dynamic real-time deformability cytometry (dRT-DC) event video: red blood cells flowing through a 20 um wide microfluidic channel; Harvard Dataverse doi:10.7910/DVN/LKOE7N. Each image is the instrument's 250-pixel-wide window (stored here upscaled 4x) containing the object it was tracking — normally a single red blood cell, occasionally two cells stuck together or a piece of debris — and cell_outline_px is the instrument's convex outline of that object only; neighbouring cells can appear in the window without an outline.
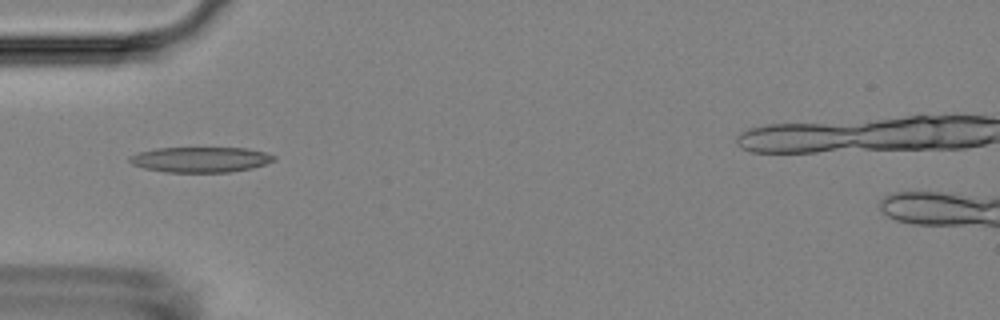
{"species": "Egyptian fruit bat (a non-hibernating species)", "species_latin": "Rousettus aegyptiacus", "temperature_condition": "room temperature", "stored_images_in_passage": 40, "camera_frame_rate_fps": 3000, "um_per_image_px": 0.085, "animal": {"sex": "female"}, "frame": {"image": 1, "passage_image": 4, "time_ms": 1.0, "image_size_px": [1000, 320], "cell_outline_px": [[276, 160], [252, 168], [228, 172], [164, 172], [144, 168], [132, 164], [128, 160], [128, 156], [140, 152], [156, 148], [244, 148], [264, 152], [276, 156]], "centroid_in_image_um": [17.02, 13.56], "position_along_channel_um": 68.0, "area_um2": 21.27}}
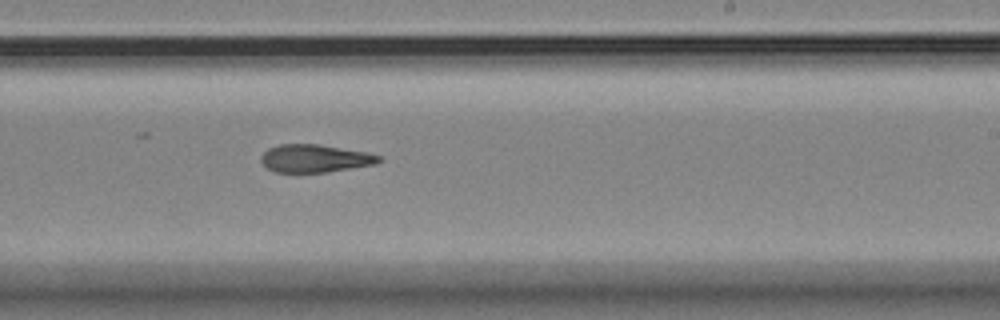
{"frame": {"image": 2, "passage_image": 20, "time_ms": 6.333, "image_size_px": [1000, 320], "cell_outline_px": [[380, 160], [376, 164], [328, 172], [276, 172], [268, 168], [260, 160], [260, 156], [268, 148], [280, 144], [320, 144], [364, 152], [380, 156]], "centroid_in_image_um": [26.73, 13.46], "position_along_channel_um": 262.3, "area_um2": 18.96}}
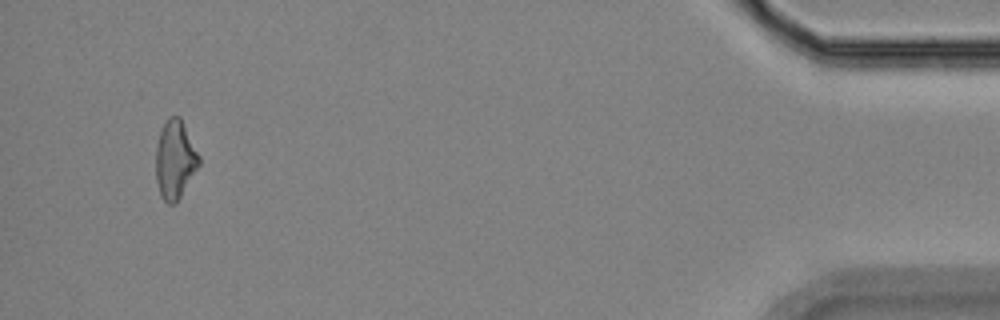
{"frame": {"image": 3, "passage_image": 39, "time_ms": 12.667, "image_size_px": [1000, 320], "cell_outline_px": [[200, 164], [176, 204], [168, 204], [160, 196], [156, 180], [156, 148], [160, 132], [168, 116], [180, 116], [200, 156]], "centroid_in_image_um": [14.88, 13.58], "position_along_channel_um": 420.3, "area_um2": 19.77}}